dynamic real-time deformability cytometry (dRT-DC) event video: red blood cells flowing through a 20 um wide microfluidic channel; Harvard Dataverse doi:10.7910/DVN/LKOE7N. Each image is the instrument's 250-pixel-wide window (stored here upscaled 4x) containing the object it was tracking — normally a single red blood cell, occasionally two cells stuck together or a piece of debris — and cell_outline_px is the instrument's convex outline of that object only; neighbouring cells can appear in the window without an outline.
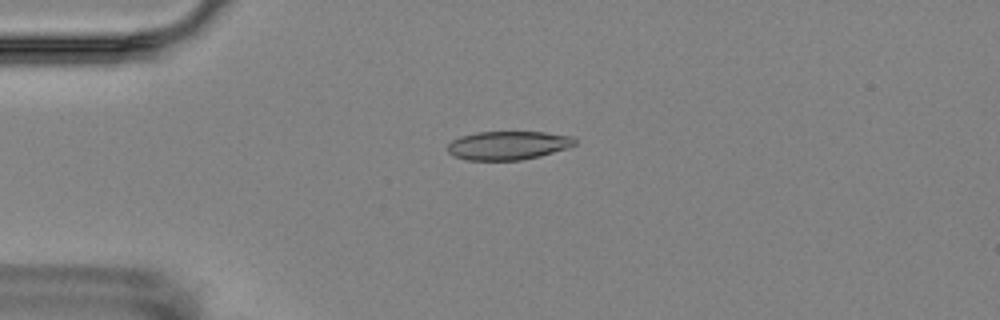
{"species": "Egyptian fruit bat (a non-hibernating species)", "species_latin": "Rousettus aegyptiacus", "temperature_condition": "room temperature", "stored_images_in_passage": 2, "camera_frame_rate_fps": 3000, "um_per_image_px": 0.085, "animal": {"sex": "female"}, "frame": {"image": 1, "passage_image": 2, "time_ms": 1.333, "image_size_px": [1000, 320], "cell_outline_px": [[576, 144], [540, 156], [520, 160], [468, 160], [456, 156], [448, 152], [448, 144], [452, 140], [460, 136], [476, 132], [544, 132], [572, 136], [576, 140]], "centroid_in_image_um": [43.16, 12.35], "position_along_channel_um": 41.8, "area_um2": 21.04}}